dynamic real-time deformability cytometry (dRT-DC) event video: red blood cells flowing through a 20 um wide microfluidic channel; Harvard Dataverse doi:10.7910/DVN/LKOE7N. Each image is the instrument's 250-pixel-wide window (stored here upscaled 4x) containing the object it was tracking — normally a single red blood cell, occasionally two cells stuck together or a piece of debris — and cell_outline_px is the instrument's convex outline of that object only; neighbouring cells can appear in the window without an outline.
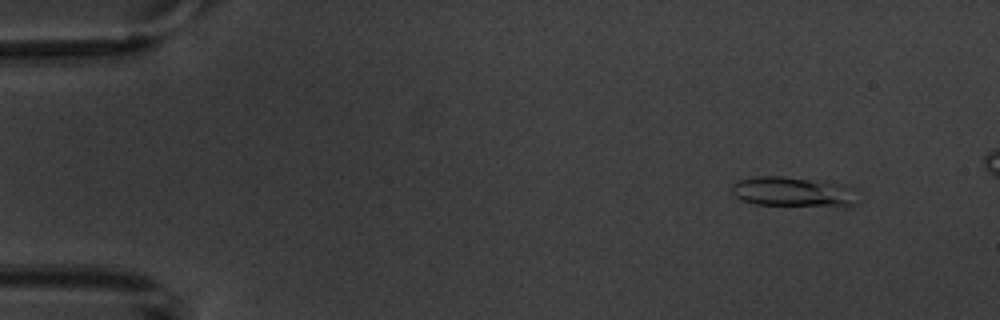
{"species": "common noctule bat (a hibernating species)", "species_latin": "Nyctalus noctula", "temperature_condition": "warm", "stored_images_in_passage": 6, "camera_frame_rate_fps": 3000, "um_per_image_px": 0.085, "animal": {"sex": "male", "body_mass_g": 20.1, "forearm_length_mm": 53.5}, "frame": {"image": 1, "passage_image": 6, "time_ms": 7.0, "image_size_px": [1000, 320], "cell_outline_px": [[856, 188], [852, 204], [756, 204], [740, 200], [732, 192], [732, 184], [740, 180], [756, 176], [784, 176], [844, 184]], "centroid_in_image_um": [67.31, 16.25], "position_along_channel_um": 17.7, "area_um2": 20.98}}